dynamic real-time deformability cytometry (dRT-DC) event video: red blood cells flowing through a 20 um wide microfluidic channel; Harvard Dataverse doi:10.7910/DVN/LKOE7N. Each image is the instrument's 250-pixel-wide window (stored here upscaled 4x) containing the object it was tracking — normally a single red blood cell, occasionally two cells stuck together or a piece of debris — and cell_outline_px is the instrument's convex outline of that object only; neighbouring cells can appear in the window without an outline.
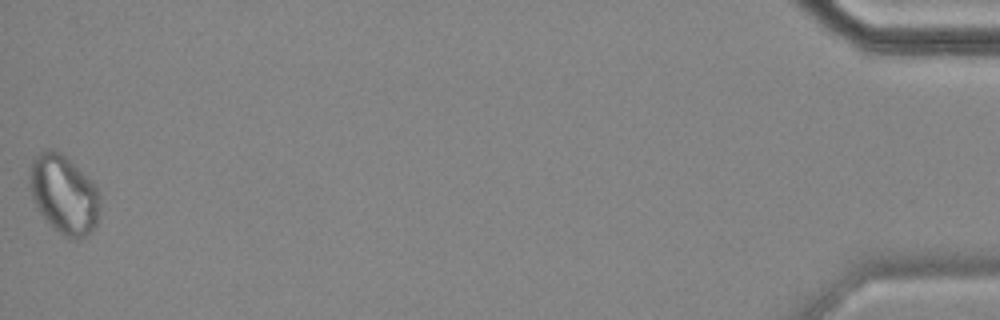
{"species": "common noctule bat (a hibernating species)", "species_latin": "Nyctalus noctula", "temperature_condition": "cold", "stored_images_in_passage": 47, "camera_frame_rate_fps": 3000, "um_per_image_px": 0.085, "animal": {"sex": "female", "body_mass_g": 18.4}, "frame": {"image": 1, "passage_image": 47, "time_ms": 15.333, "image_size_px": [1000, 320], "cell_outline_px": [[100, 204], [96, 224], [92, 232], [76, 240], [68, 240], [52, 228], [40, 212], [32, 200], [28, 180], [28, 176], [32, 160], [40, 152], [48, 148], [60, 152], [92, 180], [100, 196]], "centroid_in_image_um": [5.42, 16.55], "position_along_channel_um": 429.8, "area_um2": 32.66}, "authors_computed_cell_mechanics": {"area_um2": 25.721, "velocity_mm_per_s": 3.4985, "shape_relaxation_time_tau1_ms": null, "shape_relaxation_time_tau2_ms": 7.3729, "deformation_change_tau1": null, "deformation_change_tau2": 0.1217}}